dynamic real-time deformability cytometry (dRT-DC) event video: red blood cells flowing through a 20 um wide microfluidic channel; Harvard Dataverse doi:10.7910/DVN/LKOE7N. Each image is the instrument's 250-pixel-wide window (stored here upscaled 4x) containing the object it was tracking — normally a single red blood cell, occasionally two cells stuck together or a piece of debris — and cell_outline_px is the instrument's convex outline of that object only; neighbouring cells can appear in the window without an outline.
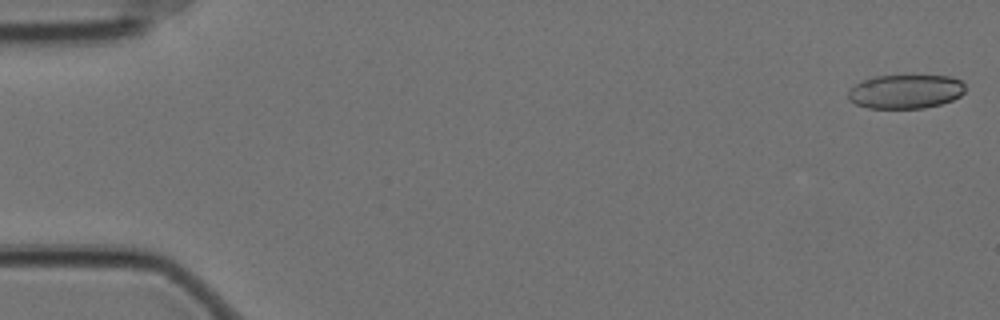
{"species": "Egyptian fruit bat (a non-hibernating species)", "species_latin": "Rousettus aegyptiacus", "temperature_condition": "cold", "stored_images_in_passage": 10, "camera_frame_rate_fps": 3000, "um_per_image_px": 0.085, "animal": {"sex": "female"}, "frame": {"image": 1, "passage_image": 1, "time_ms": 0.0, "image_size_px": [1000, 320], "cell_outline_px": [[964, 92], [960, 96], [952, 100], [940, 104], [924, 108], [868, 108], [856, 104], [848, 100], [848, 92], [856, 84], [864, 80], [876, 76], [948, 76], [960, 80], [964, 84]], "centroid_in_image_um": [76.97, 7.79], "position_along_channel_um": 8.0, "area_um2": 23.0}}